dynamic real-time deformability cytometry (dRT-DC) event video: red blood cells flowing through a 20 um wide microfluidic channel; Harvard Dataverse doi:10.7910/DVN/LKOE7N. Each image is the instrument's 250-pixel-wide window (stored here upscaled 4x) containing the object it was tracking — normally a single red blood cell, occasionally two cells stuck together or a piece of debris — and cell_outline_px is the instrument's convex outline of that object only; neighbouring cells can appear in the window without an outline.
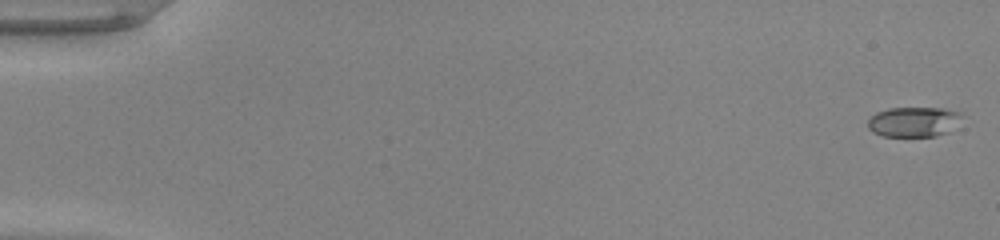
{"species": "common noctule bat (a hibernating species)", "species_latin": "Nyctalus noctula", "temperature_condition": "warm", "stored_images_in_passage": 18, "camera_frame_rate_fps": 3000, "um_per_image_px": 0.085, "animal": {"sex": "male", "body_mass_g": 20.0, "forearm_length_mm": 53.3}, "frame": {"image": 1, "passage_image": 1, "time_ms": 0.0, "image_size_px": [1000, 240], "cell_outline_px": [[964, 116], [948, 132], [936, 136], [880, 136], [872, 132], [868, 128], [868, 120], [876, 112], [888, 108], [944, 108], [960, 112]], "centroid_in_image_um": [77.65, 10.35], "position_along_channel_um": 7.3, "area_um2": 16.53}}
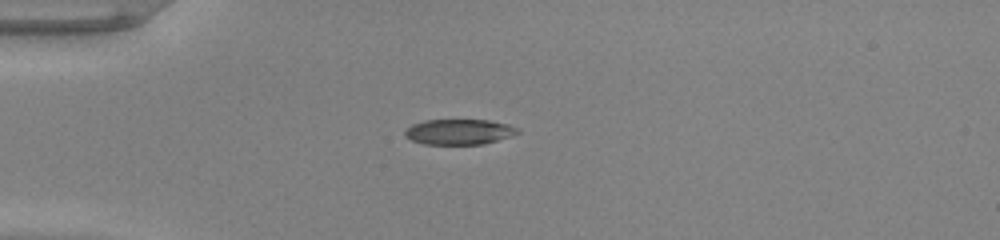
{"frame": {"image": 2, "passage_image": 15, "time_ms": 4.667, "image_size_px": [1000, 240], "cell_outline_px": [[520, 132], [512, 136], [484, 144], [424, 144], [412, 140], [404, 136], [404, 132], [412, 124], [424, 120], [488, 120], [508, 124], [520, 128]], "centroid_in_image_um": [39.05, 11.2], "position_along_channel_um": 45.9, "area_um2": 16.76}}